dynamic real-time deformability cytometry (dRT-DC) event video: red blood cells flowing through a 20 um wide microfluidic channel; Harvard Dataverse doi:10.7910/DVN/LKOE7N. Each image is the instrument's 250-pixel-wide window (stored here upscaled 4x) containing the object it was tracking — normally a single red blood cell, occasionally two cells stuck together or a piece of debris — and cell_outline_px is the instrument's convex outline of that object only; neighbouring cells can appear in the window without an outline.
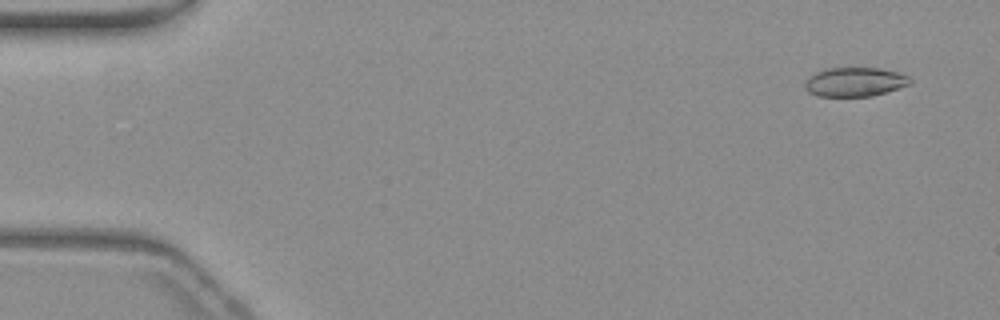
{"species": "common noctule bat (a hibernating species)", "species_latin": "Nyctalus noctula", "temperature_condition": "warm", "stored_images_in_passage": 58, "segment_of_instrument_passage": [1, 2], "camera_frame_rate_fps": 3000, "um_per_image_px": 0.085, "animal": {"sex": "female", "body_mass_g": 19.3, "forearm_length_mm": 54.1}, "frame": {"image": 1, "passage_image": 4, "time_ms": 1.0, "image_size_px": [1000, 320], "cell_outline_px": [[912, 84], [872, 96], [816, 96], [808, 92], [804, 88], [804, 80], [816, 72], [824, 68], [880, 68], [896, 72], [908, 76], [912, 80]], "centroid_in_image_um": [72.63, 6.96], "position_along_channel_um": 12.4, "area_um2": 17.98}}
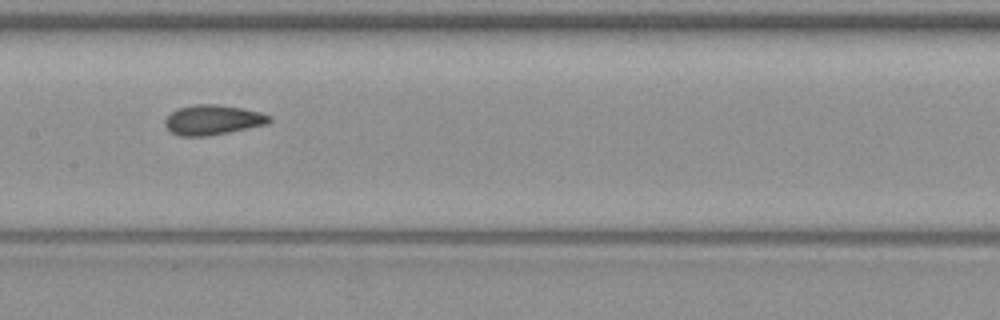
{"frame": {"image": 2, "passage_image": 29, "time_ms": 9.333, "image_size_px": [1000, 320], "cell_outline_px": [[272, 120], [268, 124], [208, 136], [180, 136], [172, 132], [164, 124], [164, 120], [176, 108], [196, 104], [216, 104], [240, 108], [260, 112], [272, 116]], "centroid_in_image_um": [18.09, 10.19], "position_along_channel_um": 189.3, "area_um2": 18.15}}
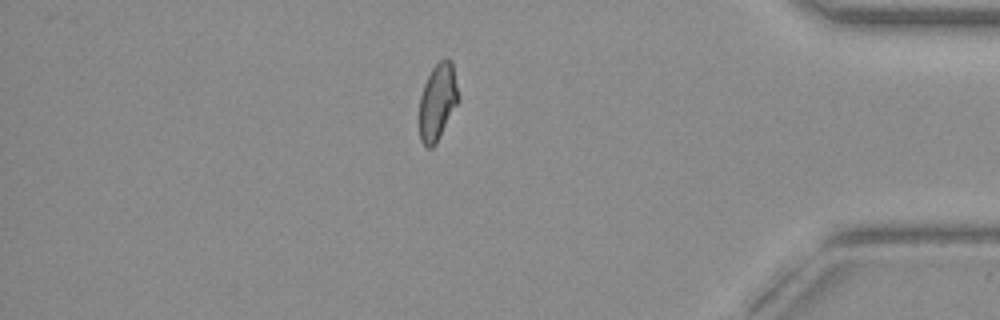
{"frame": {"image": 3, "passage_image": 49, "time_ms": 16.0, "image_size_px": [1000, 320], "cell_outline_px": [[460, 100], [436, 144], [432, 148], [428, 148], [420, 140], [420, 96], [424, 84], [432, 68], [440, 60], [452, 60]], "centroid_in_image_um": [37.21, 8.67], "position_along_channel_um": 398.0, "area_um2": 17.46}}